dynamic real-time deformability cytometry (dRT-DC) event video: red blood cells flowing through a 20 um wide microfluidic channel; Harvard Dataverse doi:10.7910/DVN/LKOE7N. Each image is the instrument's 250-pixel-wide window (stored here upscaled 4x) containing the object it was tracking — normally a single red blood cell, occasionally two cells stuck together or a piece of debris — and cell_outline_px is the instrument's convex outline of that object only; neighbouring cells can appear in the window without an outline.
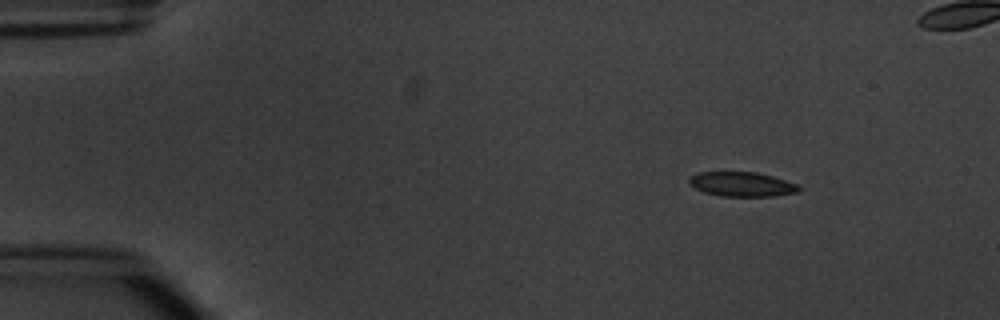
{"species": "common noctule bat (a hibernating species)", "species_latin": "Nyctalus noctula", "temperature_condition": "warm", "stored_images_in_passage": 5, "camera_frame_rate_fps": 3000, "um_per_image_px": 0.085, "animal": {"sex": "male", "body_mass_g": 20.1, "forearm_length_mm": 53.5}, "frame": {"image": 1, "passage_image": 1, "time_ms": 0.0, "image_size_px": [1000, 320], "cell_outline_px": [[800, 192], [776, 196], [720, 196], [704, 192], [688, 184], [688, 180], [696, 172], [756, 172], [772, 176], [796, 184], [800, 188]], "centroid_in_image_um": [63.04, 15.66], "position_along_channel_um": 22.0, "area_um2": 15.66}}